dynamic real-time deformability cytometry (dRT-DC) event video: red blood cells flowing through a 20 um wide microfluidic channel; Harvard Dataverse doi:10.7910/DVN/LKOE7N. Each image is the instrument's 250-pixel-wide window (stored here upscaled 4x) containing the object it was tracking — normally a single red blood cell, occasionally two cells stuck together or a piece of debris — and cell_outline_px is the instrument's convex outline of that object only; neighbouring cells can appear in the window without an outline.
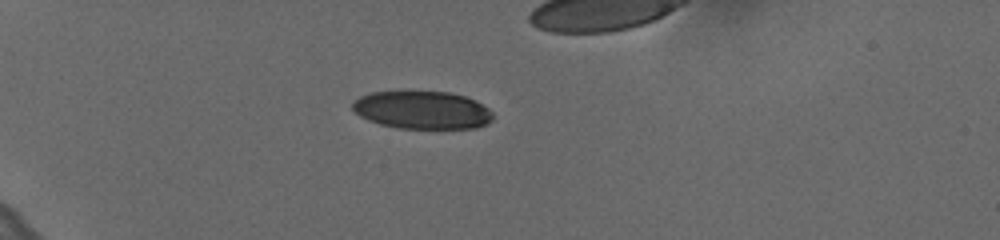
{"species": "human", "species_latin": "Homo sapiens", "temperature_condition": "cold", "stored_images_in_passage": 32, "camera_frame_rate_fps": 3000, "um_per_image_px": 0.085, "donor": {"sex": "female"}, "frame": {"image": 1, "passage_image": 1, "time_ms": 0.0, "image_size_px": [1000, 240], "cell_outline_px": [[492, 120], [488, 124], [476, 128], [400, 128], [380, 124], [368, 120], [360, 116], [352, 108], [352, 100], [360, 96], [372, 92], [448, 92], [464, 96], [476, 100], [488, 108], [492, 112]], "centroid_in_image_um": [35.89, 9.36], "position_along_channel_um": 49.1, "area_um2": 30.92}}
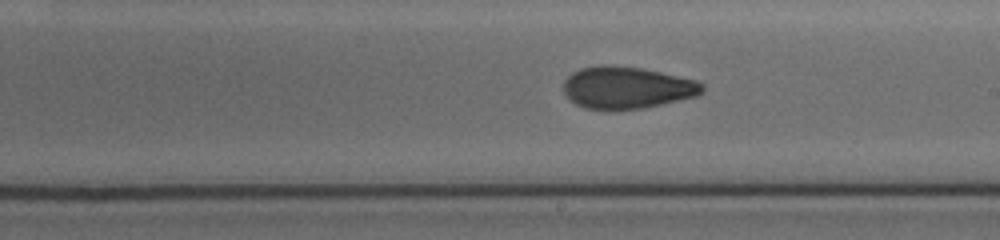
{"frame": {"image": 2, "passage_image": 20, "time_ms": 6.333, "image_size_px": [1000, 240], "cell_outline_px": [[704, 92], [696, 96], [660, 104], [640, 108], [608, 112], [584, 108], [576, 104], [564, 92], [564, 80], [572, 72], [580, 68], [600, 64], [608, 64], [640, 68], [660, 72], [696, 80], [704, 84]], "centroid_in_image_um": [53.25, 7.46], "position_along_channel_um": 235.7, "area_um2": 34.33}}
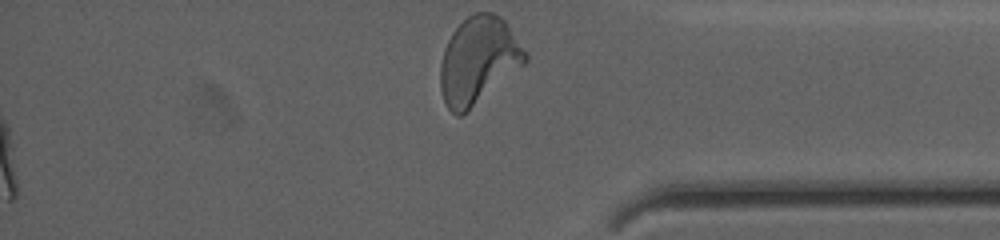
{"frame": {"image": 3, "passage_image": 32, "time_ms": 10.333, "image_size_px": [1000, 240], "cell_outline_px": [[528, 60], [524, 64], [460, 116], [456, 116], [448, 108], [444, 100], [440, 88], [440, 64], [444, 48], [452, 32], [468, 16], [476, 12], [492, 12], [500, 16], [504, 20], [528, 52]], "centroid_in_image_um": [40.66, 5.1], "position_along_channel_um": 394.5, "area_um2": 42.48}, "authors_computed_cell_mechanics": {"area_um2": 34.2465, "velocity_mm_per_s": 3.634, "shape_relaxation_time_tau1_ms": 6.4178, "shape_relaxation_time_tau2_ms": 1.8385, "deformation_change_tau1": 0.1836, "deformation_change_tau2": 0.0661}}